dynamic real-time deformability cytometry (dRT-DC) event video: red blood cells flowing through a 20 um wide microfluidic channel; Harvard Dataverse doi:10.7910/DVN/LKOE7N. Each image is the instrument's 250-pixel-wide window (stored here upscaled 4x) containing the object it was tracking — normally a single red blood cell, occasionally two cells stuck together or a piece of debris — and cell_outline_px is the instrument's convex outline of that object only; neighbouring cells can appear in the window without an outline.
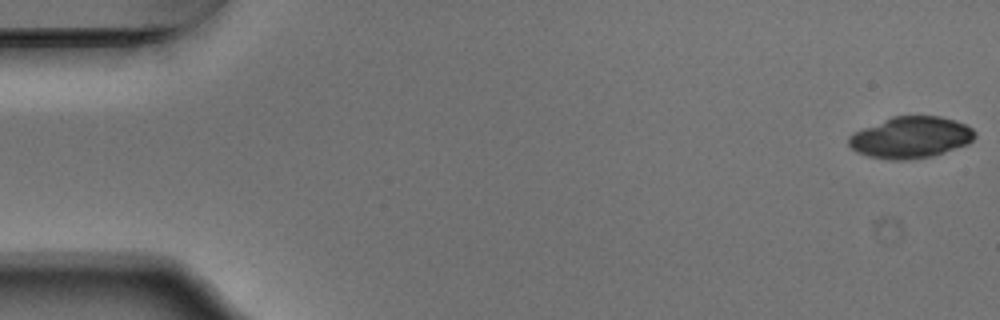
{"species": "Egyptian fruit bat (a non-hibernating species)", "species_latin": "Rousettus aegyptiacus", "temperature_condition": "warm", "stored_images_in_passage": 53, "camera_frame_rate_fps": 3000, "um_per_image_px": 0.085, "animal": {"sex": "male"}, "frame": {"image": 1, "passage_image": 1, "time_ms": 0.0, "image_size_px": [1000, 320], "cell_outline_px": [[972, 136], [968, 140], [960, 144], [936, 152], [912, 156], [884, 156], [868, 152], [856, 148], [852, 144], [852, 140], [856, 136], [864, 132], [892, 120], [904, 116], [928, 116], [948, 120], [960, 124], [968, 128], [972, 132]], "centroid_in_image_um": [77.54, 11.61], "position_along_channel_um": 7.5, "area_um2": 24.91}}
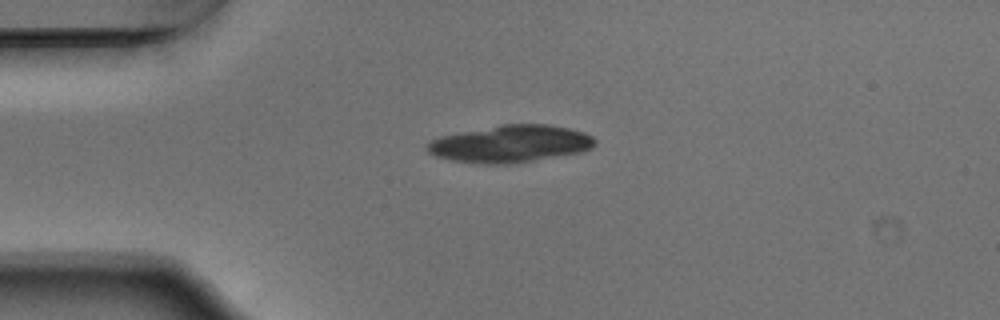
{"frame": {"image": 2, "passage_image": 13, "time_ms": 4.0, "image_size_px": [1000, 320], "cell_outline_px": [[592, 140], [588, 144], [580, 148], [500, 160], [452, 156], [436, 152], [432, 148], [440, 140], [500, 128], [556, 128], [572, 132], [584, 136]], "centroid_in_image_um": [43.43, 12.17], "position_along_channel_um": 41.6, "area_um2": 25.66}, "authors_computed_cell_mechanics": {"area_um2": 24.3338, "velocity_mm_per_s": 3.7699, "shape_relaxation_time_tau1_ms": null, "shape_relaxation_time_tau2_ms": 9.0826, "deformation_change_tau1": null, "deformation_change_tau2": 0.2056}}